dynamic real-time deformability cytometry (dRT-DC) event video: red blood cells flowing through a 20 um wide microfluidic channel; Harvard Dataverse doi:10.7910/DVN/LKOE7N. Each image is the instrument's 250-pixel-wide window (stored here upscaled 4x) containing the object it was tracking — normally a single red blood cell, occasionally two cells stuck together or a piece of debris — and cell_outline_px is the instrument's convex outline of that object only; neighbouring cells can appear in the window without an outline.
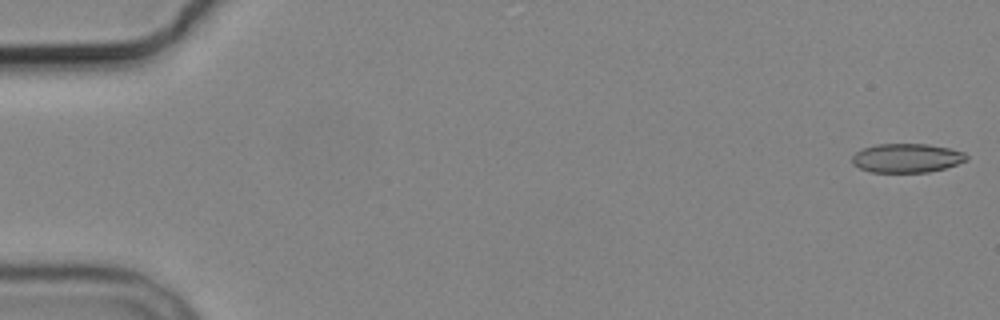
{"species": "common noctule bat (a hibernating species)", "species_latin": "Nyctalus noctula", "temperature_condition": "cold", "stored_images_in_passage": 6, "camera_frame_rate_fps": 3000, "um_per_image_px": 0.085, "animal": {"sex": "male", "body_mass_g": 19.2, "forearm_length_mm": 51.8}, "frame": {"image": 1, "passage_image": 1, "time_ms": 0.0, "image_size_px": [1000, 320], "cell_outline_px": [[968, 160], [944, 168], [928, 172], [872, 172], [860, 168], [852, 164], [852, 156], [856, 152], [864, 148], [876, 144], [928, 144], [948, 148], [964, 152], [968, 156]], "centroid_in_image_um": [77.07, 13.43], "position_along_channel_um": 7.9, "area_um2": 19.25}}
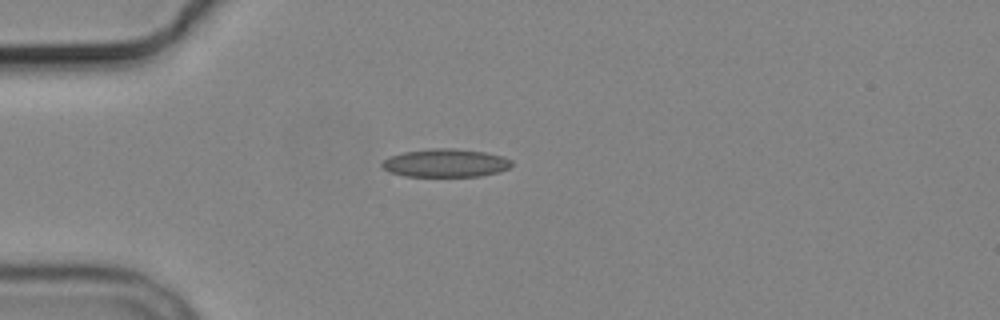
{"frame": {"image": 2, "passage_image": 4, "time_ms": 4.667, "image_size_px": [1000, 320], "cell_outline_px": [[512, 164], [508, 168], [500, 172], [480, 176], [404, 176], [388, 172], [380, 164], [388, 156], [404, 152], [432, 148], [452, 148], [484, 152], [504, 156], [512, 160]], "centroid_in_image_um": [37.87, 13.85], "position_along_channel_um": 47.1, "area_um2": 21.39}}
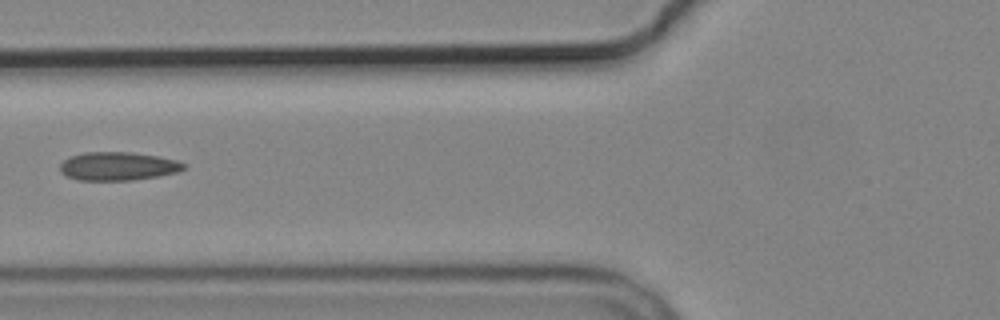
{"frame": {"image": 3, "passage_image": 6, "time_ms": 7.0, "image_size_px": [1000, 320], "cell_outline_px": [[184, 168], [176, 172], [160, 176], [132, 180], [76, 180], [60, 172], [60, 164], [68, 156], [84, 152], [132, 152], [160, 156], [176, 160], [184, 164]], "centroid_in_image_um": [9.99, 14.12], "position_along_channel_um": 115.8, "area_um2": 20.58}}